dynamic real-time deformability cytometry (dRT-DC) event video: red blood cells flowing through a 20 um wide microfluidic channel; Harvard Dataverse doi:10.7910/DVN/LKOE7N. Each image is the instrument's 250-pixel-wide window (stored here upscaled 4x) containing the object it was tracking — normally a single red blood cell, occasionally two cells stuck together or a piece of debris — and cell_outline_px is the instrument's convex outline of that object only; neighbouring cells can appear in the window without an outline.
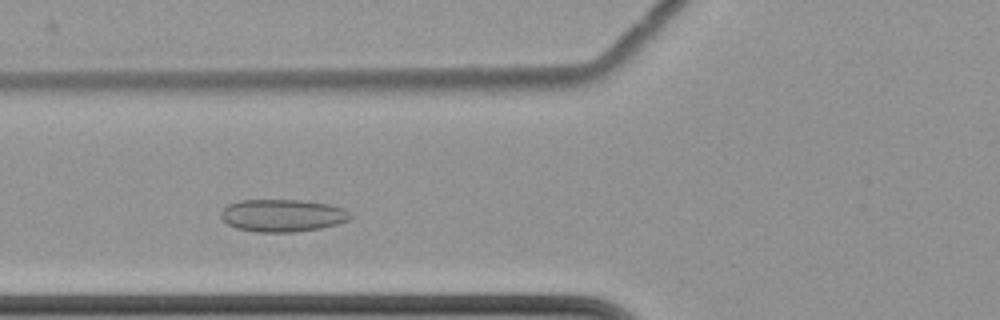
{"species": "common noctule bat (a hibernating species)", "species_latin": "Nyctalus noctula", "temperature_condition": "cold", "stored_images_in_passage": 41, "camera_frame_rate_fps": 3000, "um_per_image_px": 0.085, "animal": {"sex": "female", "body_mass_g": 22.7, "forearm_length_mm": 54.2}, "frame": {"image": 1, "passage_image": 8, "time_ms": 2.333, "image_size_px": [1000, 320], "cell_outline_px": [[352, 216], [348, 220], [336, 224], [320, 228], [296, 232], [256, 232], [236, 228], [228, 224], [220, 216], [220, 212], [228, 204], [240, 200], [300, 200], [328, 204], [344, 208]], "centroid_in_image_um": [23.99, 18.31], "position_along_channel_um": 101.8, "area_um2": 24.45}}
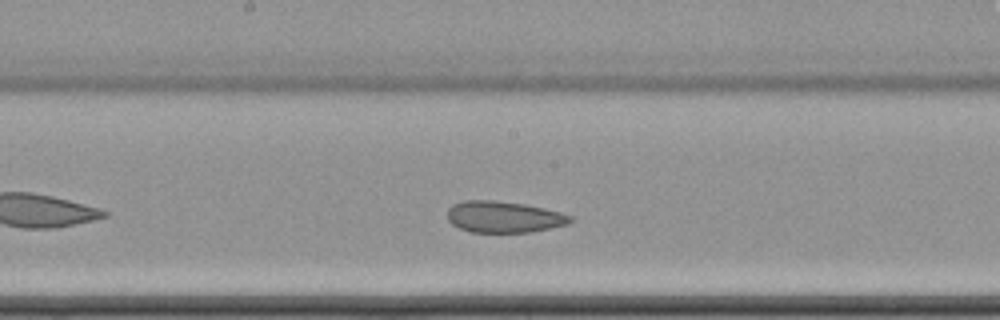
{"frame": {"image": 2, "passage_image": 17, "time_ms": 5.333, "image_size_px": [1000, 320], "cell_outline_px": [[572, 220], [568, 224], [528, 232], [472, 232], [460, 228], [452, 224], [448, 220], [448, 208], [452, 204], [464, 200], [492, 200], [524, 204], [544, 208], [560, 212], [572, 216]], "centroid_in_image_um": [42.8, 18.43], "position_along_channel_um": 205.4, "area_um2": 22.37}}
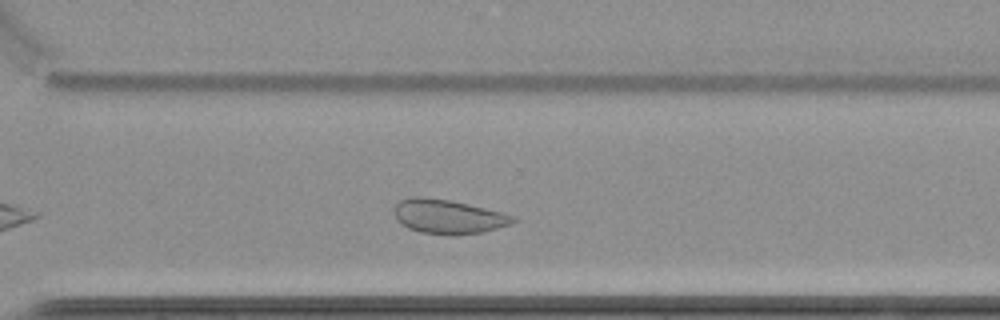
{"frame": {"image": 3, "passage_image": 28, "time_ms": 9.0, "image_size_px": [1000, 320], "cell_outline_px": [[516, 220], [512, 224], [480, 232], [452, 236], [420, 232], [408, 228], [400, 224], [396, 220], [396, 204], [400, 200], [412, 196], [424, 196], [448, 200], [468, 204], [516, 216]], "centroid_in_image_um": [38.08, 18.41], "position_along_channel_um": 332.5, "area_um2": 23.64}, "authors_computed_cell_mechanics": {"area_um2": 24.1604, "velocity_mm_per_s": 3.4547, "shape_relaxation_time_tau1_ms": null, "shape_relaxation_time_tau2_ms": 2.8608, "deformation_change_tau1": null, "deformation_change_tau2": 0.0753}}